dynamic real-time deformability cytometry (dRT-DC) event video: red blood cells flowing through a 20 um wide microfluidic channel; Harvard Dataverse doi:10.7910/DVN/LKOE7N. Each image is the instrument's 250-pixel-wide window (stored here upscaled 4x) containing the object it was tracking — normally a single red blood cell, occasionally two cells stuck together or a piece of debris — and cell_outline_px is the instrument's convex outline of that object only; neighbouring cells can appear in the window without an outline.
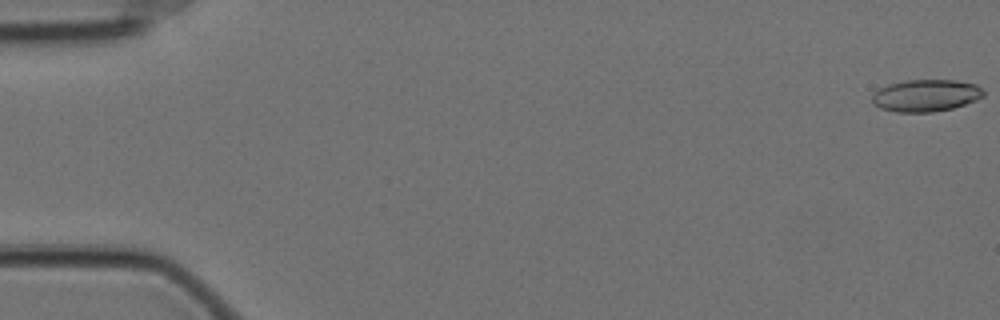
{"species": "Egyptian fruit bat (a non-hibernating species)", "species_latin": "Rousettus aegyptiacus", "temperature_condition": "cold", "stored_images_in_passage": 58, "camera_frame_rate_fps": 3000, "um_per_image_px": 0.085, "animal": {"sex": "female"}, "frame": {"image": 1, "passage_image": 1, "time_ms": 0.0, "image_size_px": [1000, 320], "cell_outline_px": [[984, 96], [976, 100], [952, 108], [932, 112], [896, 112], [880, 108], [872, 104], [872, 92], [888, 84], [904, 80], [952, 80], [976, 84], [984, 92]], "centroid_in_image_um": [78.65, 8.12], "position_along_channel_um": 6.4, "area_um2": 20.87}}
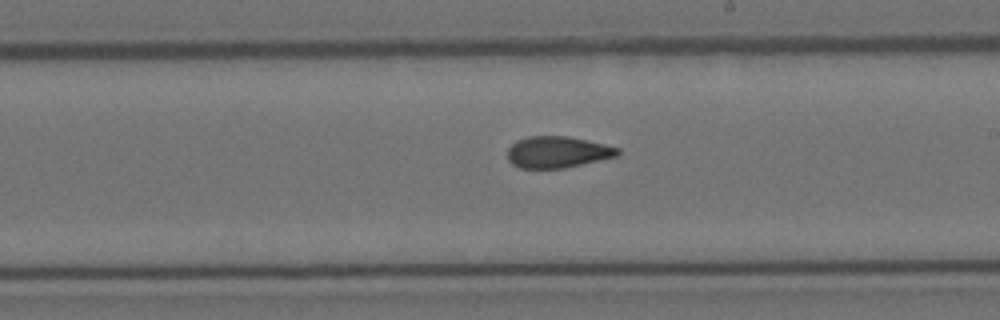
{"frame": {"image": 2, "passage_image": 34, "time_ms": 11.0, "image_size_px": [1000, 320], "cell_outline_px": [[620, 152], [616, 156], [564, 168], [520, 168], [512, 164], [508, 160], [508, 148], [516, 140], [528, 136], [568, 136], [604, 144], [620, 148]], "centroid_in_image_um": [47.36, 12.92], "position_along_channel_um": 241.6, "area_um2": 20.11}}
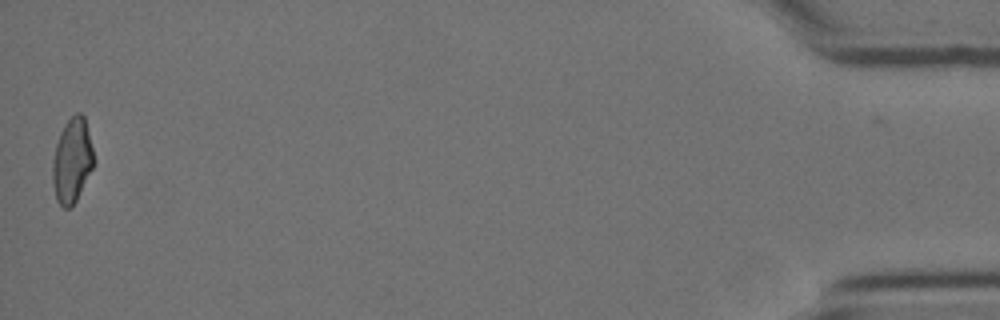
{"frame": {"image": 3, "passage_image": 58, "time_ms": 19.0, "image_size_px": [1000, 320], "cell_outline_px": [[92, 168], [76, 200], [68, 208], [64, 208], [56, 200], [52, 184], [52, 160], [56, 144], [60, 132], [64, 124], [76, 112], [80, 112], [84, 116], [92, 148]], "centroid_in_image_um": [6.08, 13.64], "position_along_channel_um": 429.1, "area_um2": 19.94}, "authors_computed_cell_mechanics": {"area_um2": 20.7791, "velocity_mm_per_s": 3.5113, "shape_relaxation_time_tau1_ms": null, "shape_relaxation_time_tau2_ms": 2.1693, "deformation_change_tau1": null, "deformation_change_tau2": 0.0908}}